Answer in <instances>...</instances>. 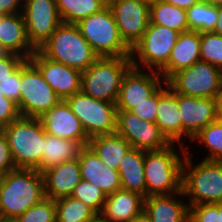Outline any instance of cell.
Returning <instances> with one entry per match:
<instances>
[{
	"instance_id": "obj_1",
	"label": "cell",
	"mask_w": 222,
	"mask_h": 222,
	"mask_svg": "<svg viewBox=\"0 0 222 222\" xmlns=\"http://www.w3.org/2000/svg\"><path fill=\"white\" fill-rule=\"evenodd\" d=\"M45 198L42 173L16 168L0 176V218L16 219Z\"/></svg>"
},
{
	"instance_id": "obj_2",
	"label": "cell",
	"mask_w": 222,
	"mask_h": 222,
	"mask_svg": "<svg viewBox=\"0 0 222 222\" xmlns=\"http://www.w3.org/2000/svg\"><path fill=\"white\" fill-rule=\"evenodd\" d=\"M186 152L187 148L177 143L160 150L144 151L147 197L182 191V168Z\"/></svg>"
},
{
	"instance_id": "obj_3",
	"label": "cell",
	"mask_w": 222,
	"mask_h": 222,
	"mask_svg": "<svg viewBox=\"0 0 222 222\" xmlns=\"http://www.w3.org/2000/svg\"><path fill=\"white\" fill-rule=\"evenodd\" d=\"M191 152L187 147L182 168V192L188 205L221 203L222 161L195 159V163Z\"/></svg>"
},
{
	"instance_id": "obj_4",
	"label": "cell",
	"mask_w": 222,
	"mask_h": 222,
	"mask_svg": "<svg viewBox=\"0 0 222 222\" xmlns=\"http://www.w3.org/2000/svg\"><path fill=\"white\" fill-rule=\"evenodd\" d=\"M38 50L45 57L81 72L99 58L76 24L61 23Z\"/></svg>"
},
{
	"instance_id": "obj_5",
	"label": "cell",
	"mask_w": 222,
	"mask_h": 222,
	"mask_svg": "<svg viewBox=\"0 0 222 222\" xmlns=\"http://www.w3.org/2000/svg\"><path fill=\"white\" fill-rule=\"evenodd\" d=\"M1 130L16 168L36 169L41 164L45 130L39 118L20 116Z\"/></svg>"
},
{
	"instance_id": "obj_6",
	"label": "cell",
	"mask_w": 222,
	"mask_h": 222,
	"mask_svg": "<svg viewBox=\"0 0 222 222\" xmlns=\"http://www.w3.org/2000/svg\"><path fill=\"white\" fill-rule=\"evenodd\" d=\"M131 66V56L99 57L82 72L81 91L97 100L116 103L122 78Z\"/></svg>"
},
{
	"instance_id": "obj_7",
	"label": "cell",
	"mask_w": 222,
	"mask_h": 222,
	"mask_svg": "<svg viewBox=\"0 0 222 222\" xmlns=\"http://www.w3.org/2000/svg\"><path fill=\"white\" fill-rule=\"evenodd\" d=\"M76 25L98 57L131 56V48L121 38L108 5L98 13L80 20Z\"/></svg>"
},
{
	"instance_id": "obj_8",
	"label": "cell",
	"mask_w": 222,
	"mask_h": 222,
	"mask_svg": "<svg viewBox=\"0 0 222 222\" xmlns=\"http://www.w3.org/2000/svg\"><path fill=\"white\" fill-rule=\"evenodd\" d=\"M179 32L150 23L142 38L131 49L132 66L160 72L167 64Z\"/></svg>"
},
{
	"instance_id": "obj_9",
	"label": "cell",
	"mask_w": 222,
	"mask_h": 222,
	"mask_svg": "<svg viewBox=\"0 0 222 222\" xmlns=\"http://www.w3.org/2000/svg\"><path fill=\"white\" fill-rule=\"evenodd\" d=\"M20 91L19 112L24 117L39 118L61 100L29 59L20 66Z\"/></svg>"
},
{
	"instance_id": "obj_10",
	"label": "cell",
	"mask_w": 222,
	"mask_h": 222,
	"mask_svg": "<svg viewBox=\"0 0 222 222\" xmlns=\"http://www.w3.org/2000/svg\"><path fill=\"white\" fill-rule=\"evenodd\" d=\"M166 82L175 93L186 96L217 99L222 92L221 69L201 60L177 71Z\"/></svg>"
},
{
	"instance_id": "obj_11",
	"label": "cell",
	"mask_w": 222,
	"mask_h": 222,
	"mask_svg": "<svg viewBox=\"0 0 222 222\" xmlns=\"http://www.w3.org/2000/svg\"><path fill=\"white\" fill-rule=\"evenodd\" d=\"M66 101L80 120L89 139L116 132V103L97 100L82 91L71 95Z\"/></svg>"
},
{
	"instance_id": "obj_12",
	"label": "cell",
	"mask_w": 222,
	"mask_h": 222,
	"mask_svg": "<svg viewBox=\"0 0 222 222\" xmlns=\"http://www.w3.org/2000/svg\"><path fill=\"white\" fill-rule=\"evenodd\" d=\"M27 37L38 50L62 23L56 0H23Z\"/></svg>"
},
{
	"instance_id": "obj_13",
	"label": "cell",
	"mask_w": 222,
	"mask_h": 222,
	"mask_svg": "<svg viewBox=\"0 0 222 222\" xmlns=\"http://www.w3.org/2000/svg\"><path fill=\"white\" fill-rule=\"evenodd\" d=\"M116 134L125 138L133 148L144 151L160 150L171 143L156 122H149L128 110H117Z\"/></svg>"
},
{
	"instance_id": "obj_14",
	"label": "cell",
	"mask_w": 222,
	"mask_h": 222,
	"mask_svg": "<svg viewBox=\"0 0 222 222\" xmlns=\"http://www.w3.org/2000/svg\"><path fill=\"white\" fill-rule=\"evenodd\" d=\"M166 81L159 72L131 66L124 74L116 102L117 110H128L146 101Z\"/></svg>"
},
{
	"instance_id": "obj_15",
	"label": "cell",
	"mask_w": 222,
	"mask_h": 222,
	"mask_svg": "<svg viewBox=\"0 0 222 222\" xmlns=\"http://www.w3.org/2000/svg\"><path fill=\"white\" fill-rule=\"evenodd\" d=\"M177 106L182 120V146L218 118L217 99L199 98L177 93ZM188 141H186V140Z\"/></svg>"
},
{
	"instance_id": "obj_16",
	"label": "cell",
	"mask_w": 222,
	"mask_h": 222,
	"mask_svg": "<svg viewBox=\"0 0 222 222\" xmlns=\"http://www.w3.org/2000/svg\"><path fill=\"white\" fill-rule=\"evenodd\" d=\"M123 41L132 47L142 38L150 22V5L134 0H108Z\"/></svg>"
},
{
	"instance_id": "obj_17",
	"label": "cell",
	"mask_w": 222,
	"mask_h": 222,
	"mask_svg": "<svg viewBox=\"0 0 222 222\" xmlns=\"http://www.w3.org/2000/svg\"><path fill=\"white\" fill-rule=\"evenodd\" d=\"M61 100L81 91L82 72L45 57L36 50L29 59Z\"/></svg>"
},
{
	"instance_id": "obj_18",
	"label": "cell",
	"mask_w": 222,
	"mask_h": 222,
	"mask_svg": "<svg viewBox=\"0 0 222 222\" xmlns=\"http://www.w3.org/2000/svg\"><path fill=\"white\" fill-rule=\"evenodd\" d=\"M39 119L47 134L62 139L80 140L88 146L89 137L66 100H60Z\"/></svg>"
},
{
	"instance_id": "obj_19",
	"label": "cell",
	"mask_w": 222,
	"mask_h": 222,
	"mask_svg": "<svg viewBox=\"0 0 222 222\" xmlns=\"http://www.w3.org/2000/svg\"><path fill=\"white\" fill-rule=\"evenodd\" d=\"M45 197L52 200L71 196L82 180L78 158L62 162L42 171Z\"/></svg>"
},
{
	"instance_id": "obj_20",
	"label": "cell",
	"mask_w": 222,
	"mask_h": 222,
	"mask_svg": "<svg viewBox=\"0 0 222 222\" xmlns=\"http://www.w3.org/2000/svg\"><path fill=\"white\" fill-rule=\"evenodd\" d=\"M78 161L82 180L93 183L107 196L121 189L119 172L106 166L89 146L81 151Z\"/></svg>"
},
{
	"instance_id": "obj_21",
	"label": "cell",
	"mask_w": 222,
	"mask_h": 222,
	"mask_svg": "<svg viewBox=\"0 0 222 222\" xmlns=\"http://www.w3.org/2000/svg\"><path fill=\"white\" fill-rule=\"evenodd\" d=\"M183 192L144 199V213L152 222H189V205Z\"/></svg>"
},
{
	"instance_id": "obj_22",
	"label": "cell",
	"mask_w": 222,
	"mask_h": 222,
	"mask_svg": "<svg viewBox=\"0 0 222 222\" xmlns=\"http://www.w3.org/2000/svg\"><path fill=\"white\" fill-rule=\"evenodd\" d=\"M0 46L26 59L36 51L30 44L23 13L4 14L0 20Z\"/></svg>"
},
{
	"instance_id": "obj_23",
	"label": "cell",
	"mask_w": 222,
	"mask_h": 222,
	"mask_svg": "<svg viewBox=\"0 0 222 222\" xmlns=\"http://www.w3.org/2000/svg\"><path fill=\"white\" fill-rule=\"evenodd\" d=\"M200 60V33L189 30L179 34L168 64L159 72L167 81L177 71L190 67Z\"/></svg>"
},
{
	"instance_id": "obj_24",
	"label": "cell",
	"mask_w": 222,
	"mask_h": 222,
	"mask_svg": "<svg viewBox=\"0 0 222 222\" xmlns=\"http://www.w3.org/2000/svg\"><path fill=\"white\" fill-rule=\"evenodd\" d=\"M145 197L123 189L108 195L101 214L114 222H130L144 209Z\"/></svg>"
},
{
	"instance_id": "obj_25",
	"label": "cell",
	"mask_w": 222,
	"mask_h": 222,
	"mask_svg": "<svg viewBox=\"0 0 222 222\" xmlns=\"http://www.w3.org/2000/svg\"><path fill=\"white\" fill-rule=\"evenodd\" d=\"M155 122L170 143L182 145V120L177 106V93L169 85L159 97Z\"/></svg>"
},
{
	"instance_id": "obj_26",
	"label": "cell",
	"mask_w": 222,
	"mask_h": 222,
	"mask_svg": "<svg viewBox=\"0 0 222 222\" xmlns=\"http://www.w3.org/2000/svg\"><path fill=\"white\" fill-rule=\"evenodd\" d=\"M121 189L133 191L147 197L144 175V150L131 147L118 168Z\"/></svg>"
},
{
	"instance_id": "obj_27",
	"label": "cell",
	"mask_w": 222,
	"mask_h": 222,
	"mask_svg": "<svg viewBox=\"0 0 222 222\" xmlns=\"http://www.w3.org/2000/svg\"><path fill=\"white\" fill-rule=\"evenodd\" d=\"M86 146L80 140H68L49 135L45 132L44 150L39 172L62 162L78 158Z\"/></svg>"
},
{
	"instance_id": "obj_28",
	"label": "cell",
	"mask_w": 222,
	"mask_h": 222,
	"mask_svg": "<svg viewBox=\"0 0 222 222\" xmlns=\"http://www.w3.org/2000/svg\"><path fill=\"white\" fill-rule=\"evenodd\" d=\"M88 146L106 166L117 171L124 155L131 148L130 143L116 133L92 137Z\"/></svg>"
},
{
	"instance_id": "obj_29",
	"label": "cell",
	"mask_w": 222,
	"mask_h": 222,
	"mask_svg": "<svg viewBox=\"0 0 222 222\" xmlns=\"http://www.w3.org/2000/svg\"><path fill=\"white\" fill-rule=\"evenodd\" d=\"M149 18L150 23L168 27L179 33L189 31L186 10L163 0H154L150 4Z\"/></svg>"
},
{
	"instance_id": "obj_30",
	"label": "cell",
	"mask_w": 222,
	"mask_h": 222,
	"mask_svg": "<svg viewBox=\"0 0 222 222\" xmlns=\"http://www.w3.org/2000/svg\"><path fill=\"white\" fill-rule=\"evenodd\" d=\"M62 23L77 24L108 5V0H56Z\"/></svg>"
},
{
	"instance_id": "obj_31",
	"label": "cell",
	"mask_w": 222,
	"mask_h": 222,
	"mask_svg": "<svg viewBox=\"0 0 222 222\" xmlns=\"http://www.w3.org/2000/svg\"><path fill=\"white\" fill-rule=\"evenodd\" d=\"M202 145L205 153L202 159L222 161V121L218 118L204 127L189 144Z\"/></svg>"
},
{
	"instance_id": "obj_32",
	"label": "cell",
	"mask_w": 222,
	"mask_h": 222,
	"mask_svg": "<svg viewBox=\"0 0 222 222\" xmlns=\"http://www.w3.org/2000/svg\"><path fill=\"white\" fill-rule=\"evenodd\" d=\"M56 222H88L96 212L81 200L63 197L54 200Z\"/></svg>"
},
{
	"instance_id": "obj_33",
	"label": "cell",
	"mask_w": 222,
	"mask_h": 222,
	"mask_svg": "<svg viewBox=\"0 0 222 222\" xmlns=\"http://www.w3.org/2000/svg\"><path fill=\"white\" fill-rule=\"evenodd\" d=\"M186 12L189 30L198 31L199 33L214 30L218 19L217 6L198 2L187 9Z\"/></svg>"
},
{
	"instance_id": "obj_34",
	"label": "cell",
	"mask_w": 222,
	"mask_h": 222,
	"mask_svg": "<svg viewBox=\"0 0 222 222\" xmlns=\"http://www.w3.org/2000/svg\"><path fill=\"white\" fill-rule=\"evenodd\" d=\"M200 60L222 70V35L212 31L200 33Z\"/></svg>"
},
{
	"instance_id": "obj_35",
	"label": "cell",
	"mask_w": 222,
	"mask_h": 222,
	"mask_svg": "<svg viewBox=\"0 0 222 222\" xmlns=\"http://www.w3.org/2000/svg\"><path fill=\"white\" fill-rule=\"evenodd\" d=\"M71 197L81 200L96 213H101L107 195L93 183L81 180L75 186Z\"/></svg>"
},
{
	"instance_id": "obj_36",
	"label": "cell",
	"mask_w": 222,
	"mask_h": 222,
	"mask_svg": "<svg viewBox=\"0 0 222 222\" xmlns=\"http://www.w3.org/2000/svg\"><path fill=\"white\" fill-rule=\"evenodd\" d=\"M15 220L17 222H56L55 202L51 198L45 197Z\"/></svg>"
},
{
	"instance_id": "obj_37",
	"label": "cell",
	"mask_w": 222,
	"mask_h": 222,
	"mask_svg": "<svg viewBox=\"0 0 222 222\" xmlns=\"http://www.w3.org/2000/svg\"><path fill=\"white\" fill-rule=\"evenodd\" d=\"M167 89L168 83L165 82L153 95L146 99V101L141 102L130 111L143 120L155 122L159 97Z\"/></svg>"
},
{
	"instance_id": "obj_38",
	"label": "cell",
	"mask_w": 222,
	"mask_h": 222,
	"mask_svg": "<svg viewBox=\"0 0 222 222\" xmlns=\"http://www.w3.org/2000/svg\"><path fill=\"white\" fill-rule=\"evenodd\" d=\"M189 222H221L218 203L189 205Z\"/></svg>"
},
{
	"instance_id": "obj_39",
	"label": "cell",
	"mask_w": 222,
	"mask_h": 222,
	"mask_svg": "<svg viewBox=\"0 0 222 222\" xmlns=\"http://www.w3.org/2000/svg\"><path fill=\"white\" fill-rule=\"evenodd\" d=\"M0 89L6 98L15 102L19 109L20 91V67L9 77L0 81Z\"/></svg>"
},
{
	"instance_id": "obj_40",
	"label": "cell",
	"mask_w": 222,
	"mask_h": 222,
	"mask_svg": "<svg viewBox=\"0 0 222 222\" xmlns=\"http://www.w3.org/2000/svg\"><path fill=\"white\" fill-rule=\"evenodd\" d=\"M27 59L15 53L6 52L0 57V81L9 77L15 72Z\"/></svg>"
},
{
	"instance_id": "obj_41",
	"label": "cell",
	"mask_w": 222,
	"mask_h": 222,
	"mask_svg": "<svg viewBox=\"0 0 222 222\" xmlns=\"http://www.w3.org/2000/svg\"><path fill=\"white\" fill-rule=\"evenodd\" d=\"M18 106L9 98L0 99V130L20 117Z\"/></svg>"
},
{
	"instance_id": "obj_42",
	"label": "cell",
	"mask_w": 222,
	"mask_h": 222,
	"mask_svg": "<svg viewBox=\"0 0 222 222\" xmlns=\"http://www.w3.org/2000/svg\"><path fill=\"white\" fill-rule=\"evenodd\" d=\"M16 169L6 135L0 130V176Z\"/></svg>"
},
{
	"instance_id": "obj_43",
	"label": "cell",
	"mask_w": 222,
	"mask_h": 222,
	"mask_svg": "<svg viewBox=\"0 0 222 222\" xmlns=\"http://www.w3.org/2000/svg\"><path fill=\"white\" fill-rule=\"evenodd\" d=\"M23 12V0H0V13L17 14Z\"/></svg>"
},
{
	"instance_id": "obj_44",
	"label": "cell",
	"mask_w": 222,
	"mask_h": 222,
	"mask_svg": "<svg viewBox=\"0 0 222 222\" xmlns=\"http://www.w3.org/2000/svg\"><path fill=\"white\" fill-rule=\"evenodd\" d=\"M166 3L173 4L182 9H189L192 5L200 2V0H163Z\"/></svg>"
},
{
	"instance_id": "obj_45",
	"label": "cell",
	"mask_w": 222,
	"mask_h": 222,
	"mask_svg": "<svg viewBox=\"0 0 222 222\" xmlns=\"http://www.w3.org/2000/svg\"><path fill=\"white\" fill-rule=\"evenodd\" d=\"M218 19L212 32L222 35V4L217 6Z\"/></svg>"
},
{
	"instance_id": "obj_46",
	"label": "cell",
	"mask_w": 222,
	"mask_h": 222,
	"mask_svg": "<svg viewBox=\"0 0 222 222\" xmlns=\"http://www.w3.org/2000/svg\"><path fill=\"white\" fill-rule=\"evenodd\" d=\"M88 222H114L106 217H104L101 213H96Z\"/></svg>"
},
{
	"instance_id": "obj_47",
	"label": "cell",
	"mask_w": 222,
	"mask_h": 222,
	"mask_svg": "<svg viewBox=\"0 0 222 222\" xmlns=\"http://www.w3.org/2000/svg\"><path fill=\"white\" fill-rule=\"evenodd\" d=\"M130 222H152V221L150 220V218L143 211L141 214L137 215Z\"/></svg>"
},
{
	"instance_id": "obj_48",
	"label": "cell",
	"mask_w": 222,
	"mask_h": 222,
	"mask_svg": "<svg viewBox=\"0 0 222 222\" xmlns=\"http://www.w3.org/2000/svg\"><path fill=\"white\" fill-rule=\"evenodd\" d=\"M217 113L218 119L222 121V92L217 98Z\"/></svg>"
},
{
	"instance_id": "obj_49",
	"label": "cell",
	"mask_w": 222,
	"mask_h": 222,
	"mask_svg": "<svg viewBox=\"0 0 222 222\" xmlns=\"http://www.w3.org/2000/svg\"><path fill=\"white\" fill-rule=\"evenodd\" d=\"M200 2H204L206 4L218 6L222 4V0H200Z\"/></svg>"
},
{
	"instance_id": "obj_50",
	"label": "cell",
	"mask_w": 222,
	"mask_h": 222,
	"mask_svg": "<svg viewBox=\"0 0 222 222\" xmlns=\"http://www.w3.org/2000/svg\"><path fill=\"white\" fill-rule=\"evenodd\" d=\"M218 214L220 215V220L222 222V202L218 203Z\"/></svg>"
},
{
	"instance_id": "obj_51",
	"label": "cell",
	"mask_w": 222,
	"mask_h": 222,
	"mask_svg": "<svg viewBox=\"0 0 222 222\" xmlns=\"http://www.w3.org/2000/svg\"><path fill=\"white\" fill-rule=\"evenodd\" d=\"M134 1H138V2H141V3H146V4L150 5L154 0H134Z\"/></svg>"
},
{
	"instance_id": "obj_52",
	"label": "cell",
	"mask_w": 222,
	"mask_h": 222,
	"mask_svg": "<svg viewBox=\"0 0 222 222\" xmlns=\"http://www.w3.org/2000/svg\"><path fill=\"white\" fill-rule=\"evenodd\" d=\"M6 51L0 46V57L3 56Z\"/></svg>"
},
{
	"instance_id": "obj_53",
	"label": "cell",
	"mask_w": 222,
	"mask_h": 222,
	"mask_svg": "<svg viewBox=\"0 0 222 222\" xmlns=\"http://www.w3.org/2000/svg\"><path fill=\"white\" fill-rule=\"evenodd\" d=\"M2 97H5V96H4V93L0 89V99H2Z\"/></svg>"
},
{
	"instance_id": "obj_54",
	"label": "cell",
	"mask_w": 222,
	"mask_h": 222,
	"mask_svg": "<svg viewBox=\"0 0 222 222\" xmlns=\"http://www.w3.org/2000/svg\"><path fill=\"white\" fill-rule=\"evenodd\" d=\"M4 222H17V221L13 219V220H5Z\"/></svg>"
},
{
	"instance_id": "obj_55",
	"label": "cell",
	"mask_w": 222,
	"mask_h": 222,
	"mask_svg": "<svg viewBox=\"0 0 222 222\" xmlns=\"http://www.w3.org/2000/svg\"><path fill=\"white\" fill-rule=\"evenodd\" d=\"M3 15H4L3 13H0V20H1V18H2Z\"/></svg>"
}]
</instances>
